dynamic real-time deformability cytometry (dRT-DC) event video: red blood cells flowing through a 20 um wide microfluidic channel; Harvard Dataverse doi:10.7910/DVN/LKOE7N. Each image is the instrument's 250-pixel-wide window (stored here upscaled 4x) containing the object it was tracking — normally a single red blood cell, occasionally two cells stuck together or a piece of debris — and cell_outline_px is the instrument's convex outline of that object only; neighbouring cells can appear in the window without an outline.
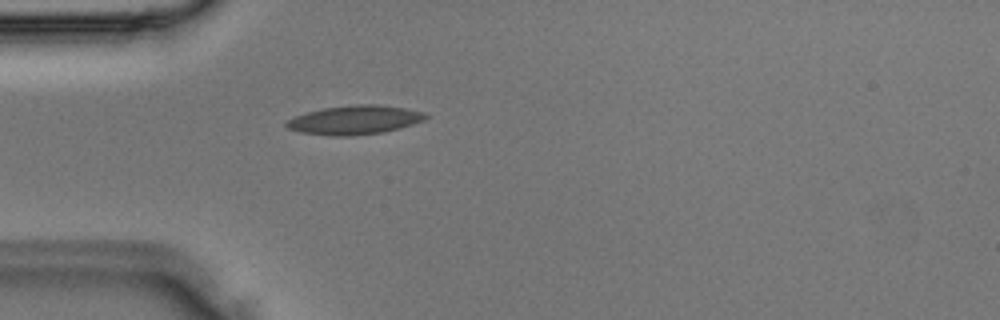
{"species": "Egyptian fruit bat (a non-hibernating species)", "species_latin": "Rousettus aegyptiacus", "temperature_condition": "room temperature", "stored_images_in_passage": 3, "camera_frame_rate_fps": 3000, "um_per_image_px": 0.085, "animal": {"sex": "male"}, "frame": {"image": 1, "passage_image": 3, "time_ms": 0.667, "image_size_px": [1000, 320], "cell_outline_px": [[428, 116], [424, 120], [400, 128], [384, 132], [352, 136], [328, 136], [300, 132], [288, 128], [284, 124], [288, 120], [296, 116], [308, 112], [324, 108], [356, 104], [376, 104], [404, 108], [424, 112]], "centroid_in_image_um": [30.15, 10.2], "position_along_channel_um": 54.9, "area_um2": 23.41}}